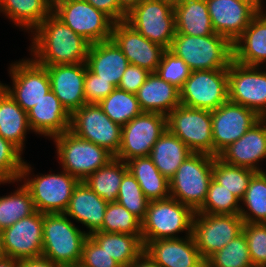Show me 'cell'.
<instances>
[{
	"mask_svg": "<svg viewBox=\"0 0 266 267\" xmlns=\"http://www.w3.org/2000/svg\"><path fill=\"white\" fill-rule=\"evenodd\" d=\"M211 116L213 156L216 157L261 119L255 111L229 100L212 110Z\"/></svg>",
	"mask_w": 266,
	"mask_h": 267,
	"instance_id": "cell-15",
	"label": "cell"
},
{
	"mask_svg": "<svg viewBox=\"0 0 266 267\" xmlns=\"http://www.w3.org/2000/svg\"><path fill=\"white\" fill-rule=\"evenodd\" d=\"M52 9L50 0H0V11L31 32L52 13Z\"/></svg>",
	"mask_w": 266,
	"mask_h": 267,
	"instance_id": "cell-34",
	"label": "cell"
},
{
	"mask_svg": "<svg viewBox=\"0 0 266 267\" xmlns=\"http://www.w3.org/2000/svg\"><path fill=\"white\" fill-rule=\"evenodd\" d=\"M253 267H266V223H245L243 230Z\"/></svg>",
	"mask_w": 266,
	"mask_h": 267,
	"instance_id": "cell-46",
	"label": "cell"
},
{
	"mask_svg": "<svg viewBox=\"0 0 266 267\" xmlns=\"http://www.w3.org/2000/svg\"><path fill=\"white\" fill-rule=\"evenodd\" d=\"M192 153L181 139L166 130L153 145L149 157L158 171L170 180Z\"/></svg>",
	"mask_w": 266,
	"mask_h": 267,
	"instance_id": "cell-29",
	"label": "cell"
},
{
	"mask_svg": "<svg viewBox=\"0 0 266 267\" xmlns=\"http://www.w3.org/2000/svg\"><path fill=\"white\" fill-rule=\"evenodd\" d=\"M107 205L108 203L91 190L84 181H80L64 213L87 226L90 229L88 232L90 235L102 227Z\"/></svg>",
	"mask_w": 266,
	"mask_h": 267,
	"instance_id": "cell-27",
	"label": "cell"
},
{
	"mask_svg": "<svg viewBox=\"0 0 266 267\" xmlns=\"http://www.w3.org/2000/svg\"><path fill=\"white\" fill-rule=\"evenodd\" d=\"M169 50L183 59L191 71L228 69L233 60L232 43L217 33L208 36L175 33Z\"/></svg>",
	"mask_w": 266,
	"mask_h": 267,
	"instance_id": "cell-2",
	"label": "cell"
},
{
	"mask_svg": "<svg viewBox=\"0 0 266 267\" xmlns=\"http://www.w3.org/2000/svg\"><path fill=\"white\" fill-rule=\"evenodd\" d=\"M44 214L36 211L2 230L7 257L22 261L42 256Z\"/></svg>",
	"mask_w": 266,
	"mask_h": 267,
	"instance_id": "cell-18",
	"label": "cell"
},
{
	"mask_svg": "<svg viewBox=\"0 0 266 267\" xmlns=\"http://www.w3.org/2000/svg\"><path fill=\"white\" fill-rule=\"evenodd\" d=\"M114 89L115 87L109 81L100 79V77L92 73L88 68L86 69L84 81L86 104H99Z\"/></svg>",
	"mask_w": 266,
	"mask_h": 267,
	"instance_id": "cell-48",
	"label": "cell"
},
{
	"mask_svg": "<svg viewBox=\"0 0 266 267\" xmlns=\"http://www.w3.org/2000/svg\"><path fill=\"white\" fill-rule=\"evenodd\" d=\"M27 115L31 130L44 136L54 138L70 130L71 114L52 90L44 95Z\"/></svg>",
	"mask_w": 266,
	"mask_h": 267,
	"instance_id": "cell-24",
	"label": "cell"
},
{
	"mask_svg": "<svg viewBox=\"0 0 266 267\" xmlns=\"http://www.w3.org/2000/svg\"><path fill=\"white\" fill-rule=\"evenodd\" d=\"M243 224L244 221L239 214L195 212L192 220V236L205 261L213 253L221 250L231 240L240 235Z\"/></svg>",
	"mask_w": 266,
	"mask_h": 267,
	"instance_id": "cell-10",
	"label": "cell"
},
{
	"mask_svg": "<svg viewBox=\"0 0 266 267\" xmlns=\"http://www.w3.org/2000/svg\"><path fill=\"white\" fill-rule=\"evenodd\" d=\"M121 130L122 127L114 123L99 104H84L71 114L70 131L105 148L114 157L121 144Z\"/></svg>",
	"mask_w": 266,
	"mask_h": 267,
	"instance_id": "cell-13",
	"label": "cell"
},
{
	"mask_svg": "<svg viewBox=\"0 0 266 267\" xmlns=\"http://www.w3.org/2000/svg\"><path fill=\"white\" fill-rule=\"evenodd\" d=\"M36 212L30 191L22 185L14 194L0 197V230Z\"/></svg>",
	"mask_w": 266,
	"mask_h": 267,
	"instance_id": "cell-38",
	"label": "cell"
},
{
	"mask_svg": "<svg viewBox=\"0 0 266 267\" xmlns=\"http://www.w3.org/2000/svg\"><path fill=\"white\" fill-rule=\"evenodd\" d=\"M203 267H211L206 262L204 263Z\"/></svg>",
	"mask_w": 266,
	"mask_h": 267,
	"instance_id": "cell-59",
	"label": "cell"
},
{
	"mask_svg": "<svg viewBox=\"0 0 266 267\" xmlns=\"http://www.w3.org/2000/svg\"><path fill=\"white\" fill-rule=\"evenodd\" d=\"M54 139L63 172H68L80 181H84L114 158L105 148L78 137L70 130Z\"/></svg>",
	"mask_w": 266,
	"mask_h": 267,
	"instance_id": "cell-6",
	"label": "cell"
},
{
	"mask_svg": "<svg viewBox=\"0 0 266 267\" xmlns=\"http://www.w3.org/2000/svg\"><path fill=\"white\" fill-rule=\"evenodd\" d=\"M79 264L82 267H121L89 235L83 243L82 257Z\"/></svg>",
	"mask_w": 266,
	"mask_h": 267,
	"instance_id": "cell-47",
	"label": "cell"
},
{
	"mask_svg": "<svg viewBox=\"0 0 266 267\" xmlns=\"http://www.w3.org/2000/svg\"><path fill=\"white\" fill-rule=\"evenodd\" d=\"M20 267H65L43 256L20 261Z\"/></svg>",
	"mask_w": 266,
	"mask_h": 267,
	"instance_id": "cell-51",
	"label": "cell"
},
{
	"mask_svg": "<svg viewBox=\"0 0 266 267\" xmlns=\"http://www.w3.org/2000/svg\"><path fill=\"white\" fill-rule=\"evenodd\" d=\"M96 9L104 12L114 22L125 21L126 15L120 10L118 0H86Z\"/></svg>",
	"mask_w": 266,
	"mask_h": 267,
	"instance_id": "cell-50",
	"label": "cell"
},
{
	"mask_svg": "<svg viewBox=\"0 0 266 267\" xmlns=\"http://www.w3.org/2000/svg\"><path fill=\"white\" fill-rule=\"evenodd\" d=\"M125 22L146 39L166 49L175 37L174 9L161 0H142L126 15Z\"/></svg>",
	"mask_w": 266,
	"mask_h": 267,
	"instance_id": "cell-11",
	"label": "cell"
},
{
	"mask_svg": "<svg viewBox=\"0 0 266 267\" xmlns=\"http://www.w3.org/2000/svg\"><path fill=\"white\" fill-rule=\"evenodd\" d=\"M214 160L210 154L192 153L169 180L170 197L196 212L205 201Z\"/></svg>",
	"mask_w": 266,
	"mask_h": 267,
	"instance_id": "cell-4",
	"label": "cell"
},
{
	"mask_svg": "<svg viewBox=\"0 0 266 267\" xmlns=\"http://www.w3.org/2000/svg\"><path fill=\"white\" fill-rule=\"evenodd\" d=\"M0 267H20V261L6 256L0 259Z\"/></svg>",
	"mask_w": 266,
	"mask_h": 267,
	"instance_id": "cell-54",
	"label": "cell"
},
{
	"mask_svg": "<svg viewBox=\"0 0 266 267\" xmlns=\"http://www.w3.org/2000/svg\"><path fill=\"white\" fill-rule=\"evenodd\" d=\"M52 13L90 44L111 39L115 22L86 0H55Z\"/></svg>",
	"mask_w": 266,
	"mask_h": 267,
	"instance_id": "cell-7",
	"label": "cell"
},
{
	"mask_svg": "<svg viewBox=\"0 0 266 267\" xmlns=\"http://www.w3.org/2000/svg\"><path fill=\"white\" fill-rule=\"evenodd\" d=\"M31 167L21 158V151L11 142L0 136V183L21 181Z\"/></svg>",
	"mask_w": 266,
	"mask_h": 267,
	"instance_id": "cell-42",
	"label": "cell"
},
{
	"mask_svg": "<svg viewBox=\"0 0 266 267\" xmlns=\"http://www.w3.org/2000/svg\"><path fill=\"white\" fill-rule=\"evenodd\" d=\"M191 72V69L185 61L178 58L169 49L164 51L161 62L155 71L160 78L173 84L178 89L183 87Z\"/></svg>",
	"mask_w": 266,
	"mask_h": 267,
	"instance_id": "cell-45",
	"label": "cell"
},
{
	"mask_svg": "<svg viewBox=\"0 0 266 267\" xmlns=\"http://www.w3.org/2000/svg\"><path fill=\"white\" fill-rule=\"evenodd\" d=\"M232 47L233 60L239 64L259 67L266 62V14L259 12Z\"/></svg>",
	"mask_w": 266,
	"mask_h": 267,
	"instance_id": "cell-26",
	"label": "cell"
},
{
	"mask_svg": "<svg viewBox=\"0 0 266 267\" xmlns=\"http://www.w3.org/2000/svg\"><path fill=\"white\" fill-rule=\"evenodd\" d=\"M161 1L171 6L173 9L183 2V0H161Z\"/></svg>",
	"mask_w": 266,
	"mask_h": 267,
	"instance_id": "cell-56",
	"label": "cell"
},
{
	"mask_svg": "<svg viewBox=\"0 0 266 267\" xmlns=\"http://www.w3.org/2000/svg\"><path fill=\"white\" fill-rule=\"evenodd\" d=\"M266 118H261L240 139L226 147L217 157L224 163L262 171L256 165L266 158Z\"/></svg>",
	"mask_w": 266,
	"mask_h": 267,
	"instance_id": "cell-23",
	"label": "cell"
},
{
	"mask_svg": "<svg viewBox=\"0 0 266 267\" xmlns=\"http://www.w3.org/2000/svg\"><path fill=\"white\" fill-rule=\"evenodd\" d=\"M13 88L0 83L15 102L28 112L51 90L47 69L33 59L22 60L10 67Z\"/></svg>",
	"mask_w": 266,
	"mask_h": 267,
	"instance_id": "cell-17",
	"label": "cell"
},
{
	"mask_svg": "<svg viewBox=\"0 0 266 267\" xmlns=\"http://www.w3.org/2000/svg\"><path fill=\"white\" fill-rule=\"evenodd\" d=\"M167 130L194 153L213 155L211 111L179 105L167 116Z\"/></svg>",
	"mask_w": 266,
	"mask_h": 267,
	"instance_id": "cell-8",
	"label": "cell"
},
{
	"mask_svg": "<svg viewBox=\"0 0 266 267\" xmlns=\"http://www.w3.org/2000/svg\"><path fill=\"white\" fill-rule=\"evenodd\" d=\"M129 267H161L145 251H143Z\"/></svg>",
	"mask_w": 266,
	"mask_h": 267,
	"instance_id": "cell-52",
	"label": "cell"
},
{
	"mask_svg": "<svg viewBox=\"0 0 266 267\" xmlns=\"http://www.w3.org/2000/svg\"><path fill=\"white\" fill-rule=\"evenodd\" d=\"M6 254L3 247V237H2V231L0 230V259L5 258Z\"/></svg>",
	"mask_w": 266,
	"mask_h": 267,
	"instance_id": "cell-57",
	"label": "cell"
},
{
	"mask_svg": "<svg viewBox=\"0 0 266 267\" xmlns=\"http://www.w3.org/2000/svg\"><path fill=\"white\" fill-rule=\"evenodd\" d=\"M126 163L149 201L170 197L169 180L158 171L149 156L136 157Z\"/></svg>",
	"mask_w": 266,
	"mask_h": 267,
	"instance_id": "cell-33",
	"label": "cell"
},
{
	"mask_svg": "<svg viewBox=\"0 0 266 267\" xmlns=\"http://www.w3.org/2000/svg\"><path fill=\"white\" fill-rule=\"evenodd\" d=\"M195 212L172 197L152 200L148 204L146 216L141 222L142 242L158 239L178 238L175 233L187 231L192 235V220Z\"/></svg>",
	"mask_w": 266,
	"mask_h": 267,
	"instance_id": "cell-5",
	"label": "cell"
},
{
	"mask_svg": "<svg viewBox=\"0 0 266 267\" xmlns=\"http://www.w3.org/2000/svg\"><path fill=\"white\" fill-rule=\"evenodd\" d=\"M117 202L141 222L144 220L150 201L145 197L139 183L129 170L122 178Z\"/></svg>",
	"mask_w": 266,
	"mask_h": 267,
	"instance_id": "cell-44",
	"label": "cell"
},
{
	"mask_svg": "<svg viewBox=\"0 0 266 267\" xmlns=\"http://www.w3.org/2000/svg\"><path fill=\"white\" fill-rule=\"evenodd\" d=\"M99 106L114 123L121 127L143 112L136 94L126 92L118 87L104 98Z\"/></svg>",
	"mask_w": 266,
	"mask_h": 267,
	"instance_id": "cell-36",
	"label": "cell"
},
{
	"mask_svg": "<svg viewBox=\"0 0 266 267\" xmlns=\"http://www.w3.org/2000/svg\"><path fill=\"white\" fill-rule=\"evenodd\" d=\"M111 39L121 49L129 64L151 73H155L166 50L162 45L146 39L125 21L114 23Z\"/></svg>",
	"mask_w": 266,
	"mask_h": 267,
	"instance_id": "cell-19",
	"label": "cell"
},
{
	"mask_svg": "<svg viewBox=\"0 0 266 267\" xmlns=\"http://www.w3.org/2000/svg\"><path fill=\"white\" fill-rule=\"evenodd\" d=\"M241 1H244L250 5H252L258 12H262V4H261V1L262 0H241Z\"/></svg>",
	"mask_w": 266,
	"mask_h": 267,
	"instance_id": "cell-55",
	"label": "cell"
},
{
	"mask_svg": "<svg viewBox=\"0 0 266 267\" xmlns=\"http://www.w3.org/2000/svg\"><path fill=\"white\" fill-rule=\"evenodd\" d=\"M229 100L227 69L192 71L180 89L181 105L215 110Z\"/></svg>",
	"mask_w": 266,
	"mask_h": 267,
	"instance_id": "cell-9",
	"label": "cell"
},
{
	"mask_svg": "<svg viewBox=\"0 0 266 267\" xmlns=\"http://www.w3.org/2000/svg\"><path fill=\"white\" fill-rule=\"evenodd\" d=\"M86 64L92 73L109 81L116 88L129 62L117 44L110 39L90 45Z\"/></svg>",
	"mask_w": 266,
	"mask_h": 267,
	"instance_id": "cell-25",
	"label": "cell"
},
{
	"mask_svg": "<svg viewBox=\"0 0 266 267\" xmlns=\"http://www.w3.org/2000/svg\"><path fill=\"white\" fill-rule=\"evenodd\" d=\"M135 94L143 112H156L167 116L181 105L180 89L156 73H150Z\"/></svg>",
	"mask_w": 266,
	"mask_h": 267,
	"instance_id": "cell-28",
	"label": "cell"
},
{
	"mask_svg": "<svg viewBox=\"0 0 266 267\" xmlns=\"http://www.w3.org/2000/svg\"><path fill=\"white\" fill-rule=\"evenodd\" d=\"M42 256L63 266L77 265L88 233L82 232L65 213L44 214Z\"/></svg>",
	"mask_w": 266,
	"mask_h": 267,
	"instance_id": "cell-3",
	"label": "cell"
},
{
	"mask_svg": "<svg viewBox=\"0 0 266 267\" xmlns=\"http://www.w3.org/2000/svg\"><path fill=\"white\" fill-rule=\"evenodd\" d=\"M206 263L211 267H253L244 233L213 253Z\"/></svg>",
	"mask_w": 266,
	"mask_h": 267,
	"instance_id": "cell-40",
	"label": "cell"
},
{
	"mask_svg": "<svg viewBox=\"0 0 266 267\" xmlns=\"http://www.w3.org/2000/svg\"><path fill=\"white\" fill-rule=\"evenodd\" d=\"M79 179L68 172L37 176L23 184L29 191L36 211L64 213Z\"/></svg>",
	"mask_w": 266,
	"mask_h": 267,
	"instance_id": "cell-16",
	"label": "cell"
},
{
	"mask_svg": "<svg viewBox=\"0 0 266 267\" xmlns=\"http://www.w3.org/2000/svg\"><path fill=\"white\" fill-rule=\"evenodd\" d=\"M214 32L232 44L259 13L241 0H206Z\"/></svg>",
	"mask_w": 266,
	"mask_h": 267,
	"instance_id": "cell-20",
	"label": "cell"
},
{
	"mask_svg": "<svg viewBox=\"0 0 266 267\" xmlns=\"http://www.w3.org/2000/svg\"><path fill=\"white\" fill-rule=\"evenodd\" d=\"M127 171V163L114 157L89 175L84 182L107 203L117 202L121 181Z\"/></svg>",
	"mask_w": 266,
	"mask_h": 267,
	"instance_id": "cell-35",
	"label": "cell"
},
{
	"mask_svg": "<svg viewBox=\"0 0 266 267\" xmlns=\"http://www.w3.org/2000/svg\"><path fill=\"white\" fill-rule=\"evenodd\" d=\"M47 69L51 90L61 104L72 114L86 104L84 81L87 64L41 65Z\"/></svg>",
	"mask_w": 266,
	"mask_h": 267,
	"instance_id": "cell-21",
	"label": "cell"
},
{
	"mask_svg": "<svg viewBox=\"0 0 266 267\" xmlns=\"http://www.w3.org/2000/svg\"><path fill=\"white\" fill-rule=\"evenodd\" d=\"M151 72L137 65L129 64L118 85L119 89L126 92L136 93L140 86L145 82Z\"/></svg>",
	"mask_w": 266,
	"mask_h": 267,
	"instance_id": "cell-49",
	"label": "cell"
},
{
	"mask_svg": "<svg viewBox=\"0 0 266 267\" xmlns=\"http://www.w3.org/2000/svg\"><path fill=\"white\" fill-rule=\"evenodd\" d=\"M98 231L142 236L141 221L118 202L108 203L102 227Z\"/></svg>",
	"mask_w": 266,
	"mask_h": 267,
	"instance_id": "cell-41",
	"label": "cell"
},
{
	"mask_svg": "<svg viewBox=\"0 0 266 267\" xmlns=\"http://www.w3.org/2000/svg\"><path fill=\"white\" fill-rule=\"evenodd\" d=\"M142 0H118L120 10L127 15L133 8H135Z\"/></svg>",
	"mask_w": 266,
	"mask_h": 267,
	"instance_id": "cell-53",
	"label": "cell"
},
{
	"mask_svg": "<svg viewBox=\"0 0 266 267\" xmlns=\"http://www.w3.org/2000/svg\"><path fill=\"white\" fill-rule=\"evenodd\" d=\"M166 130V115L142 112L122 126L121 144L115 158L127 162L136 157L149 156L153 145Z\"/></svg>",
	"mask_w": 266,
	"mask_h": 267,
	"instance_id": "cell-12",
	"label": "cell"
},
{
	"mask_svg": "<svg viewBox=\"0 0 266 267\" xmlns=\"http://www.w3.org/2000/svg\"><path fill=\"white\" fill-rule=\"evenodd\" d=\"M243 201L250 213L240 208L239 215L245 223H266V173L256 172L240 200ZM253 215H250V214Z\"/></svg>",
	"mask_w": 266,
	"mask_h": 267,
	"instance_id": "cell-37",
	"label": "cell"
},
{
	"mask_svg": "<svg viewBox=\"0 0 266 267\" xmlns=\"http://www.w3.org/2000/svg\"><path fill=\"white\" fill-rule=\"evenodd\" d=\"M65 267H82L80 264L77 265H69V266H65Z\"/></svg>",
	"mask_w": 266,
	"mask_h": 267,
	"instance_id": "cell-58",
	"label": "cell"
},
{
	"mask_svg": "<svg viewBox=\"0 0 266 267\" xmlns=\"http://www.w3.org/2000/svg\"><path fill=\"white\" fill-rule=\"evenodd\" d=\"M258 66H246L232 60L227 69L229 101L255 111L266 118V72Z\"/></svg>",
	"mask_w": 266,
	"mask_h": 267,
	"instance_id": "cell-14",
	"label": "cell"
},
{
	"mask_svg": "<svg viewBox=\"0 0 266 267\" xmlns=\"http://www.w3.org/2000/svg\"><path fill=\"white\" fill-rule=\"evenodd\" d=\"M31 52L39 65L85 63L90 43L53 13L36 29Z\"/></svg>",
	"mask_w": 266,
	"mask_h": 267,
	"instance_id": "cell-1",
	"label": "cell"
},
{
	"mask_svg": "<svg viewBox=\"0 0 266 267\" xmlns=\"http://www.w3.org/2000/svg\"><path fill=\"white\" fill-rule=\"evenodd\" d=\"M176 33L191 36L214 34L206 0H183L174 8Z\"/></svg>",
	"mask_w": 266,
	"mask_h": 267,
	"instance_id": "cell-31",
	"label": "cell"
},
{
	"mask_svg": "<svg viewBox=\"0 0 266 267\" xmlns=\"http://www.w3.org/2000/svg\"><path fill=\"white\" fill-rule=\"evenodd\" d=\"M149 241L144 251L161 267H203L206 262L192 235Z\"/></svg>",
	"mask_w": 266,
	"mask_h": 267,
	"instance_id": "cell-22",
	"label": "cell"
},
{
	"mask_svg": "<svg viewBox=\"0 0 266 267\" xmlns=\"http://www.w3.org/2000/svg\"><path fill=\"white\" fill-rule=\"evenodd\" d=\"M30 129L27 112L0 85V136L22 151Z\"/></svg>",
	"mask_w": 266,
	"mask_h": 267,
	"instance_id": "cell-30",
	"label": "cell"
},
{
	"mask_svg": "<svg viewBox=\"0 0 266 267\" xmlns=\"http://www.w3.org/2000/svg\"><path fill=\"white\" fill-rule=\"evenodd\" d=\"M121 267H129L144 251L142 236L96 231L89 235Z\"/></svg>",
	"mask_w": 266,
	"mask_h": 267,
	"instance_id": "cell-32",
	"label": "cell"
},
{
	"mask_svg": "<svg viewBox=\"0 0 266 267\" xmlns=\"http://www.w3.org/2000/svg\"><path fill=\"white\" fill-rule=\"evenodd\" d=\"M254 170L229 165L215 156L212 178L241 200L249 186Z\"/></svg>",
	"mask_w": 266,
	"mask_h": 267,
	"instance_id": "cell-39",
	"label": "cell"
},
{
	"mask_svg": "<svg viewBox=\"0 0 266 267\" xmlns=\"http://www.w3.org/2000/svg\"><path fill=\"white\" fill-rule=\"evenodd\" d=\"M239 201L237 196L212 178L205 201L196 212L204 214H239L241 208L238 205Z\"/></svg>",
	"mask_w": 266,
	"mask_h": 267,
	"instance_id": "cell-43",
	"label": "cell"
}]
</instances>
